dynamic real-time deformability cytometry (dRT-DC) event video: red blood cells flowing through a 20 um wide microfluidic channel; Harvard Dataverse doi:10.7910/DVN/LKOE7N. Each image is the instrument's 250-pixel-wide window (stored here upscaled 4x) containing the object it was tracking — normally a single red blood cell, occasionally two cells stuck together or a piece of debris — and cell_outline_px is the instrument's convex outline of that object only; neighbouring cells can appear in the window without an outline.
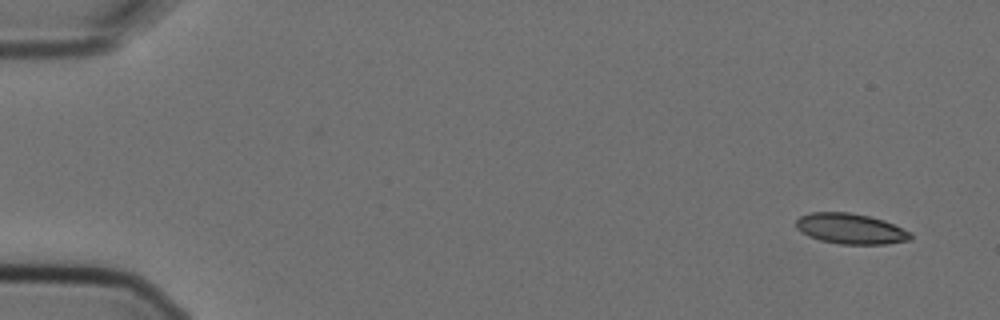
{"species": "Egyptian fruit bat (a non-hibernating species)", "species_latin": "Rousettus aegyptiacus", "temperature_condition": "cold", "stored_images_in_passage": 4, "camera_frame_rate_fps": 3000, "um_per_image_px": 0.085, "animal": {"sex": "female"}, "frame": {"image": 1, "passage_image": 1, "time_ms": 0.0, "image_size_px": [1000, 320], "cell_outline_px": [[912, 240], [884, 244], [840, 244], [820, 240], [808, 236], [800, 232], [796, 228], [796, 220], [800, 216], [812, 212], [848, 212], [868, 216], [884, 220], [912, 232]], "centroid_in_image_um": [72.3, 19.44], "position_along_channel_um": 12.7, "area_um2": 20.46}}
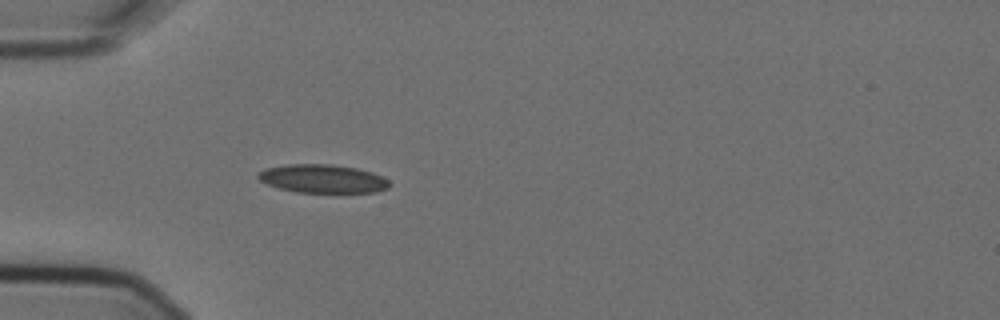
{"frame": {"image": 2, "passage_image": 4, "time_ms": 1.0, "image_size_px": [1000, 320], "cell_outline_px": [[392, 184], [388, 188], [376, 192], [296, 192], [280, 188], [268, 184], [260, 180], [256, 176], [264, 168], [288, 164], [328, 164], [356, 168], [372, 172], [388, 180]], "centroid_in_image_um": [27.43, 15.19], "position_along_channel_um": 57.6, "area_um2": 21.62}}